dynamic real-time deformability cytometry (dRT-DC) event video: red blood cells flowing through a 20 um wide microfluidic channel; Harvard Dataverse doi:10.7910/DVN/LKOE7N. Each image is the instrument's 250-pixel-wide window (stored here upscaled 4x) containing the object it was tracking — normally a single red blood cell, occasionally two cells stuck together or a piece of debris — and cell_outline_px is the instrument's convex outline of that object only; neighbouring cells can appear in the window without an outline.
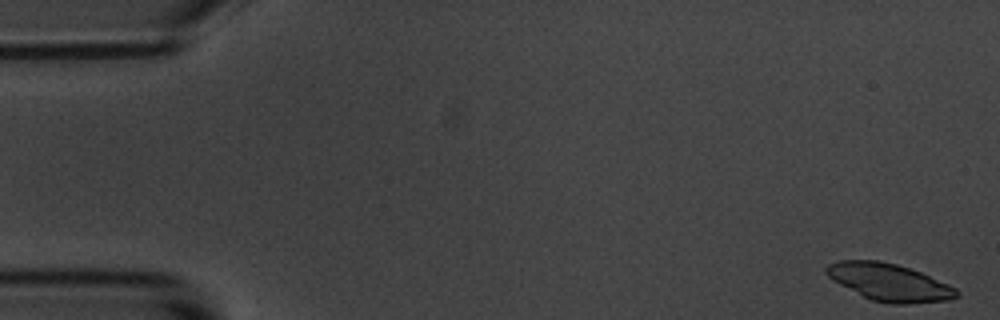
{"species": "common noctule bat (a hibernating species)", "species_latin": "Nyctalus noctula", "temperature_condition": "room temperature", "stored_images_in_passage": 5, "camera_frame_rate_fps": 3000, "um_per_image_px": 0.085, "animal": {"sex": "male", "body_mass_g": 20.1, "forearm_length_mm": 53.5}, "frame": {"image": 1, "passage_image": 1, "time_ms": 0.0, "image_size_px": [1000, 320], "cell_outline_px": [[960, 296], [948, 300], [908, 304], [888, 304], [872, 300], [832, 280], [824, 272], [824, 268], [828, 264], [840, 260], [880, 260], [896, 264], [920, 272], [948, 284], [956, 288], [960, 292]], "centroid_in_image_um": [75.59, 23.99], "position_along_channel_um": 9.4, "area_um2": 28.26}}